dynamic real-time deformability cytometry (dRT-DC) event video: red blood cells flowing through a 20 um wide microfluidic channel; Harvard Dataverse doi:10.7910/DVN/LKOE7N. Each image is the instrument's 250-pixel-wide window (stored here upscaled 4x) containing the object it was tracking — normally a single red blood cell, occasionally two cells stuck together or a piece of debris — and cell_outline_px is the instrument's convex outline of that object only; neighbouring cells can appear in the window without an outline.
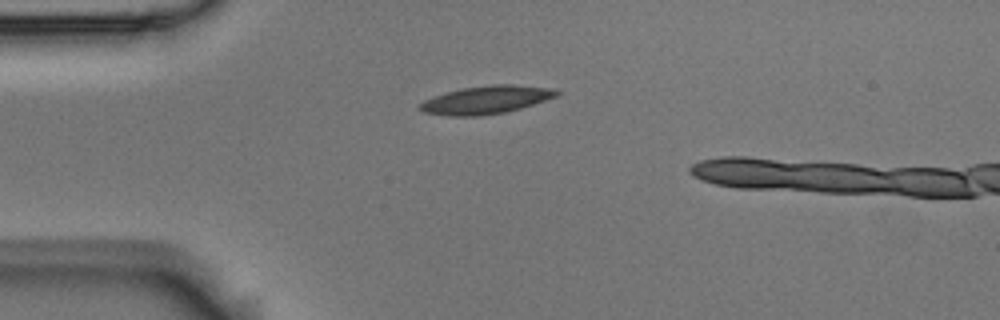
{"species": "Egyptian fruit bat (a non-hibernating species)", "species_latin": "Rousettus aegyptiacus", "temperature_condition": "room temperature", "stored_images_in_passage": 35, "camera_frame_rate_fps": 3000, "um_per_image_px": 0.085, "animal": {"sex": "male"}, "frame": {"image": 1, "passage_image": 1, "time_ms": 0.0, "image_size_px": [1000, 320], "cell_outline_px": [[560, 96], [520, 108], [504, 112], [476, 116], [448, 116], [424, 112], [420, 108], [420, 104], [424, 100], [460, 88], [492, 84], [512, 84], [552, 88], [560, 92]], "centroid_in_image_um": [41.37, 8.48], "position_along_channel_um": 43.6, "area_um2": 22.2}}
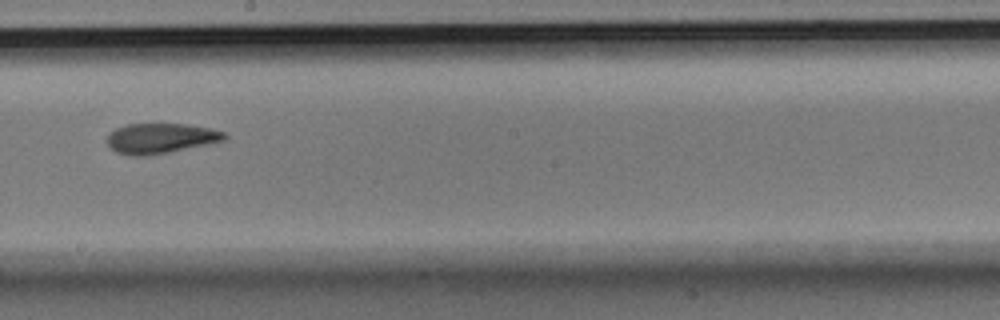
{"frame": {"image": 2, "passage_image": 18, "time_ms": 5.667, "image_size_px": [1000, 320], "cell_outline_px": [[228, 136], [224, 140], [168, 152], [148, 156], [132, 156], [116, 152], [108, 144], [108, 132], [124, 124], [184, 124], [208, 128], [224, 132]], "centroid_in_image_um": [13.6, 11.75], "position_along_channel_um": 234.6, "area_um2": 20.4}}
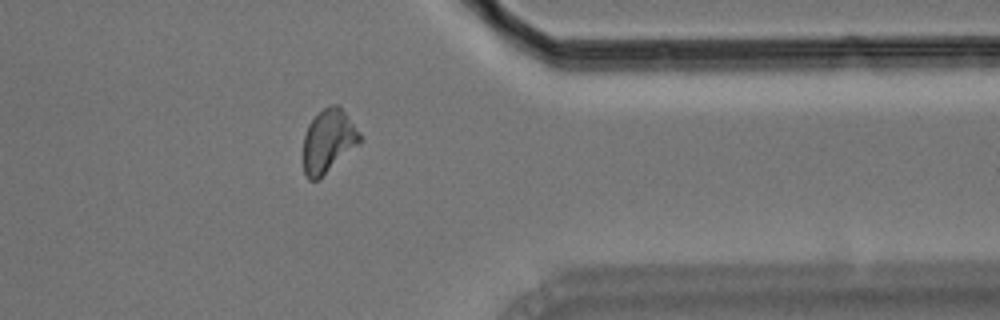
{"frame": {"image": 3, "passage_image": 31, "time_ms": 10.0, "image_size_px": [1000, 320], "cell_outline_px": [[360, 144], [316, 180], [308, 180], [304, 172], [304, 136], [308, 124], [316, 112], [332, 104], [336, 104], [344, 112], [360, 132]], "centroid_in_image_um": [27.89, 11.96], "position_along_channel_um": 383.5, "area_um2": 20.58}}